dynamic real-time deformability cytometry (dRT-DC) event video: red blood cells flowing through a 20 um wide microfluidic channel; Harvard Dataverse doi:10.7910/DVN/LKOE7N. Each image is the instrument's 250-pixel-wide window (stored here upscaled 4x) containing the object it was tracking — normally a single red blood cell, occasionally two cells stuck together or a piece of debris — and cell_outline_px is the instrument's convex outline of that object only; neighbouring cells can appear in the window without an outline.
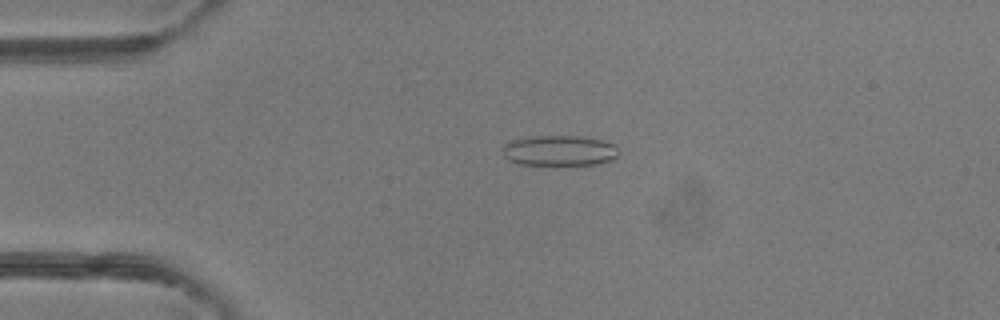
{"species": "common noctule bat (a hibernating species)", "species_latin": "Nyctalus noctula", "temperature_condition": "room temperature", "stored_images_in_passage": 48, "camera_frame_rate_fps": 3000, "um_per_image_px": 0.085, "animal": {"sex": "female"}, "frame": {"image": 1, "passage_image": 11, "time_ms": 3.333, "image_size_px": [1000, 320], "cell_outline_px": [[620, 152], [612, 160], [596, 164], [520, 164], [508, 160], [504, 156], [504, 144], [512, 140], [528, 136], [576, 136], [600, 140], [616, 144]], "centroid_in_image_um": [47.56, 12.79], "position_along_channel_um": 37.4, "area_um2": 20.46}}
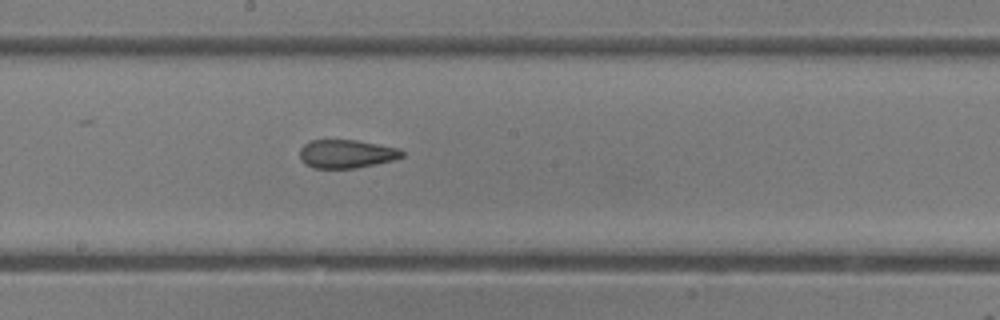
{"frame": {"image": 2, "passage_image": 26, "time_ms": 8.333, "image_size_px": [1000, 320], "cell_outline_px": [[404, 156], [392, 160], [376, 164], [356, 168], [312, 168], [304, 164], [300, 160], [300, 148], [308, 140], [356, 140], [400, 148], [404, 152]], "centroid_in_image_um": [29.43, 13.08], "position_along_channel_um": 218.8, "area_um2": 17.11}}
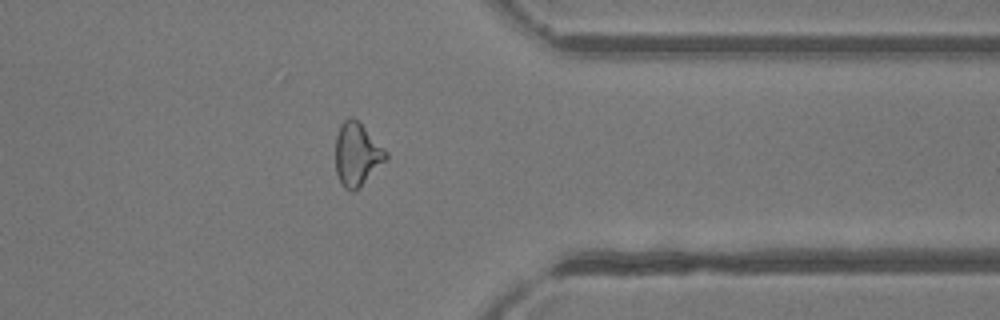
{"frame": {"image": 3, "passage_image": 38, "time_ms": 12.333, "image_size_px": [1000, 320], "cell_outline_px": [[388, 160], [352, 192], [348, 192], [344, 188], [336, 172], [336, 136], [340, 124], [348, 116], [352, 116], [388, 152]], "centroid_in_image_um": [30.34, 13.11], "position_along_channel_um": 381.1, "area_um2": 18.32}, "authors_computed_cell_mechanics": {"area_um2": 18.8428, "velocity_mm_per_s": 4.3068, "shape_relaxation_time_tau1_ms": null, "shape_relaxation_time_tau2_ms": 1.8974, "deformation_change_tau1": null, "deformation_change_tau2": 0.1047}}